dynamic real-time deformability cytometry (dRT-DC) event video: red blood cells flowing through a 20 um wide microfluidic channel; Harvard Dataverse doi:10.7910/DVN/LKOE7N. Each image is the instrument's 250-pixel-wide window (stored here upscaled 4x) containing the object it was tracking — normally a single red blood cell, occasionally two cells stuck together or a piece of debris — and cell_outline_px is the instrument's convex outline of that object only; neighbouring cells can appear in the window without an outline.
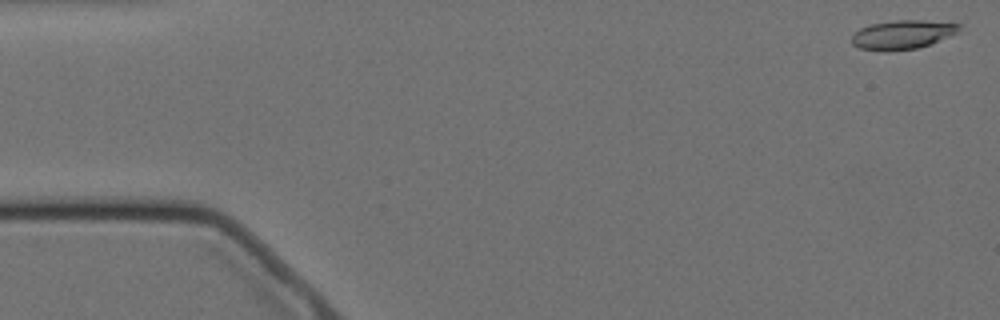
{"species": "Egyptian fruit bat (a non-hibernating species)", "species_latin": "Rousettus aegyptiacus", "temperature_condition": "cold", "stored_images_in_passage": 5, "camera_frame_rate_fps": 3000, "um_per_image_px": 0.085, "animal": {"sex": "female"}, "frame": {"image": 1, "passage_image": 1, "time_ms": 0.0, "image_size_px": [1000, 320], "cell_outline_px": [[960, 28], [956, 32], [928, 44], [916, 48], [860, 48], [852, 44], [852, 36], [860, 28], [872, 24], [896, 20], [924, 20], [960, 24]], "centroid_in_image_um": [76.71, 2.88], "position_along_channel_um": 8.3, "area_um2": 16.94}}
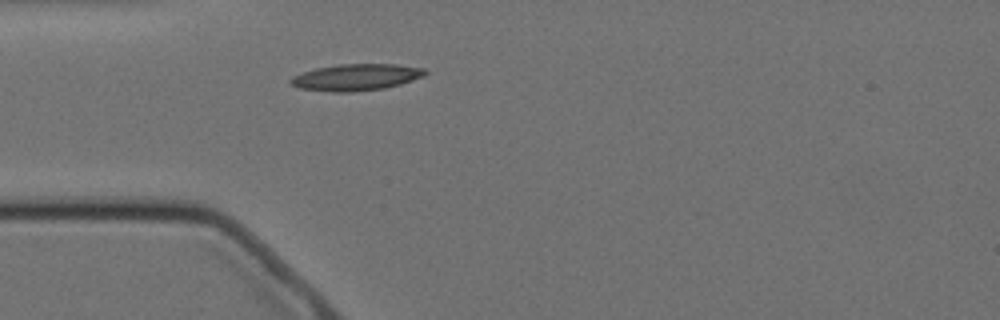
{"frame": {"image": 2, "passage_image": 5, "time_ms": 4.667, "image_size_px": [1000, 320], "cell_outline_px": [[428, 72], [424, 76], [400, 84], [384, 88], [352, 92], [332, 92], [300, 88], [292, 84], [288, 80], [292, 76], [316, 68], [340, 64], [396, 64], [424, 68]], "centroid_in_image_um": [30.28, 6.56], "position_along_channel_um": 54.7, "area_um2": 20.75}}